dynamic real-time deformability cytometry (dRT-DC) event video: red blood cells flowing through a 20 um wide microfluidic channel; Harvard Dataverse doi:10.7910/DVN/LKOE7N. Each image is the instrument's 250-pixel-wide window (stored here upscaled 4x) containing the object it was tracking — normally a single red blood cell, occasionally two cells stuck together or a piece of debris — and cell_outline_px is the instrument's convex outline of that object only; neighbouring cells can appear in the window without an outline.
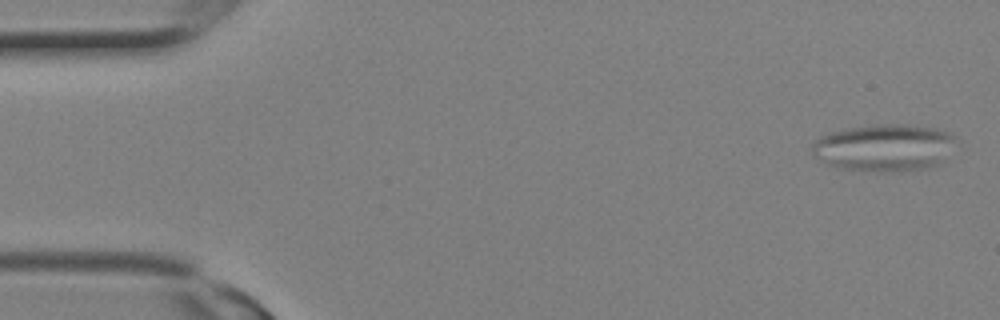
{"species": "Egyptian fruit bat (a non-hibernating species)", "species_latin": "Rousettus aegyptiacus", "temperature_condition": "room temperature", "stored_images_in_passage": 3, "camera_frame_rate_fps": 3000, "um_per_image_px": 0.085, "animal": {"sex": "female"}, "frame": {"image": 1, "passage_image": 1, "time_ms": 0.0, "image_size_px": [1000, 320], "cell_outline_px": [[960, 140], [944, 160], [936, 168], [892, 172], [876, 172], [836, 168], [816, 160], [812, 156], [812, 144], [820, 136], [832, 132], [848, 128], [872, 124], [904, 124], [936, 128], [948, 132], [956, 136]], "centroid_in_image_um": [75.2, 12.57], "position_along_channel_um": 9.8, "area_um2": 40.75}}
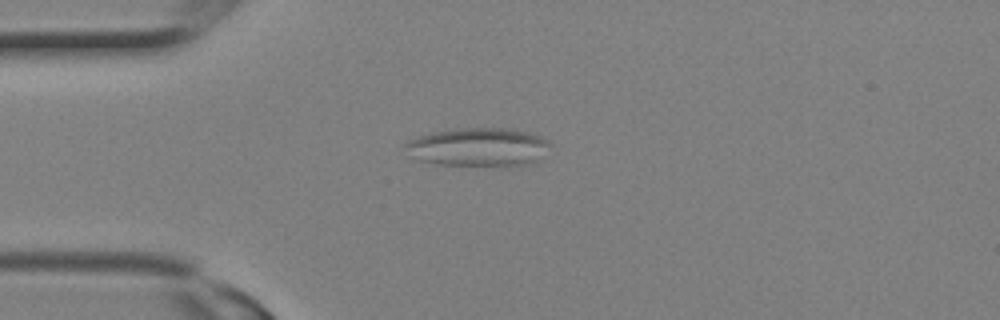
{"frame": {"image": 2, "passage_image": 3, "time_ms": 0.667, "image_size_px": [1000, 320], "cell_outline_px": [[552, 144], [532, 164], [508, 168], [492, 168], [440, 164], [416, 160], [408, 156], [404, 144], [408, 140], [432, 132], [456, 128], [512, 128], [528, 132], [540, 136]], "centroid_in_image_um": [40.65, 12.54], "position_along_channel_um": 44.3, "area_um2": 33.58}}